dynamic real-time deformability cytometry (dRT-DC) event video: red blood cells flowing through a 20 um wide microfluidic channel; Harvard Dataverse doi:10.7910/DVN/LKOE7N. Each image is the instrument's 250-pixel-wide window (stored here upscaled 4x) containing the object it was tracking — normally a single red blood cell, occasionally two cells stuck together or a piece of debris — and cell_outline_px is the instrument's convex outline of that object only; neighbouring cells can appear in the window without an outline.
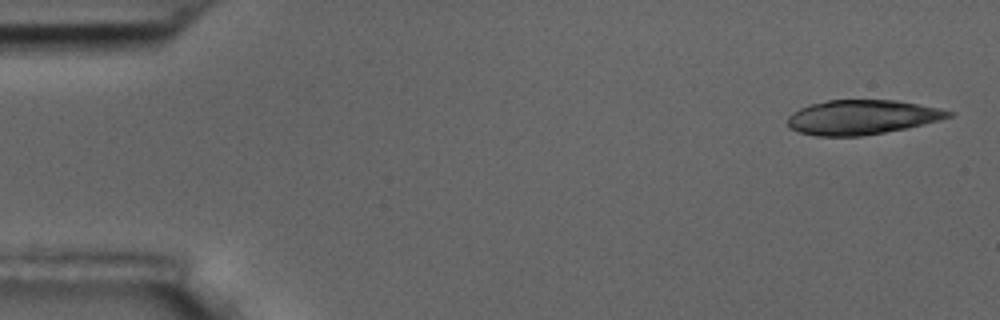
{"species": "common noctule bat (a hibernating species)", "species_latin": "Nyctalus noctula", "temperature_condition": "room temperature", "stored_images_in_passage": 4, "camera_frame_rate_fps": 3000, "um_per_image_px": 0.085, "animal": {"sex": "male", "body_mass_g": 17.5, "forearm_length_mm": 52.3}, "frame": {"image": 1, "passage_image": 1, "time_ms": 0.0, "image_size_px": [1000, 320], "cell_outline_px": [[956, 112], [952, 116], [940, 120], [908, 128], [860, 136], [816, 136], [800, 132], [788, 128], [788, 116], [792, 112], [808, 104], [828, 100], [896, 100], [940, 108]], "centroid_in_image_um": [73.27, 9.96], "position_along_channel_um": 11.7, "area_um2": 32.54}}